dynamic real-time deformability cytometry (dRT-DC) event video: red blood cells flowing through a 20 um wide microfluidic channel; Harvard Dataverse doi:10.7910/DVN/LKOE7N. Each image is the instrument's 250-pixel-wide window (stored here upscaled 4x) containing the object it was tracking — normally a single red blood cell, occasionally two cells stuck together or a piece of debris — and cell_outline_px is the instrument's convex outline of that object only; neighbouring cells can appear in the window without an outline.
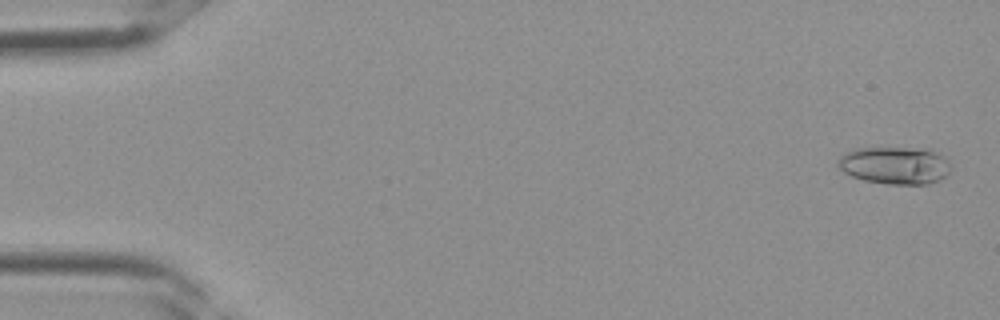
{"species": "Egyptian fruit bat (a non-hibernating species)", "species_latin": "Rousettus aegyptiacus", "temperature_condition": "room temperature", "stored_images_in_passage": 3, "camera_frame_rate_fps": 3000, "um_per_image_px": 0.085, "frame": {"image": 1, "passage_image": 1, "time_ms": 0.0, "image_size_px": [1000, 320], "cell_outline_px": [[952, 168], [940, 180], [928, 184], [888, 184], [864, 180], [852, 176], [844, 172], [836, 164], [836, 160], [840, 156], [856, 148], [932, 148], [944, 156], [948, 160]], "centroid_in_image_um": [76.1, 14.04], "position_along_channel_um": 8.9, "area_um2": 24.91}}